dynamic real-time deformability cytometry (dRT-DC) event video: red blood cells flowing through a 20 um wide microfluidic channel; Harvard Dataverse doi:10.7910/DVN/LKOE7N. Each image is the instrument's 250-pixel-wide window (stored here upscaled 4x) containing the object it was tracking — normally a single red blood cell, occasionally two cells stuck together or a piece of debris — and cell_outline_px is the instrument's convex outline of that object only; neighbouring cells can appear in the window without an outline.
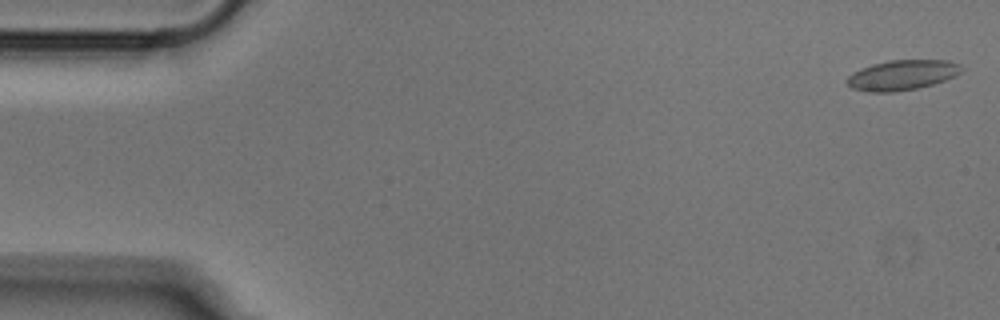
{"species": "Egyptian fruit bat (a non-hibernating species)", "species_latin": "Rousettus aegyptiacus", "temperature_condition": "cold", "stored_images_in_passage": 51, "camera_frame_rate_fps": 3000, "um_per_image_px": 0.085, "animal": {"sex": "male"}, "frame": {"image": 1, "passage_image": 1, "time_ms": 0.0, "image_size_px": [1000, 320], "cell_outline_px": [[964, 68], [956, 76], [932, 84], [916, 88], [896, 92], [868, 92], [852, 88], [848, 84], [848, 76], [860, 68], [872, 64], [888, 60], [948, 60], [960, 64]], "centroid_in_image_um": [76.7, 6.37], "position_along_channel_um": 8.3, "area_um2": 20.06}}
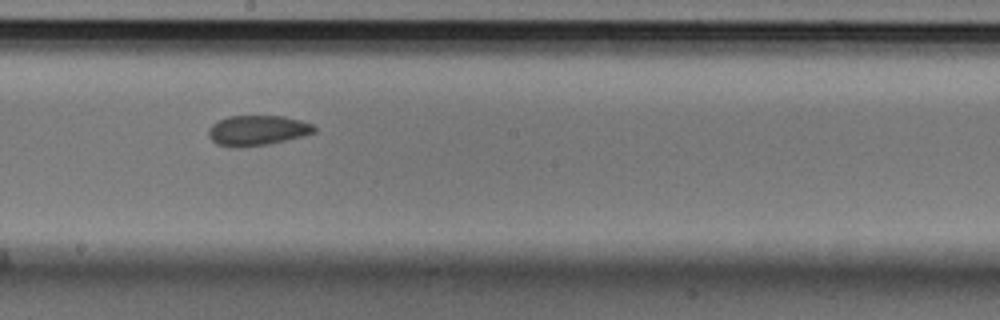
{"frame": {"image": 2, "passage_image": 28, "time_ms": 9.0, "image_size_px": [1000, 320], "cell_outline_px": [[316, 132], [268, 144], [216, 144], [208, 136], [208, 128], [216, 120], [228, 116], [284, 116], [300, 120], [312, 124], [316, 128]], "centroid_in_image_um": [21.88, 11.02], "position_along_channel_um": 226.3, "area_um2": 17.86}}
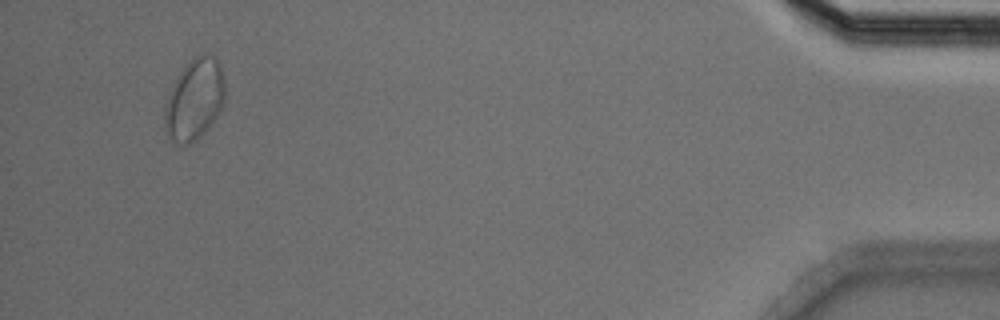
{"frame": {"image": 3, "passage_image": 49, "time_ms": 16.0, "image_size_px": [1000, 320], "cell_outline_px": [[224, 100], [216, 116], [204, 132], [196, 140], [188, 144], [176, 144], [172, 140], [164, 124], [164, 104], [168, 92], [176, 76], [188, 60], [192, 56], [212, 56], [220, 64], [224, 80]], "centroid_in_image_um": [16.49, 8.44], "position_along_channel_um": 418.7, "area_um2": 28.38}}